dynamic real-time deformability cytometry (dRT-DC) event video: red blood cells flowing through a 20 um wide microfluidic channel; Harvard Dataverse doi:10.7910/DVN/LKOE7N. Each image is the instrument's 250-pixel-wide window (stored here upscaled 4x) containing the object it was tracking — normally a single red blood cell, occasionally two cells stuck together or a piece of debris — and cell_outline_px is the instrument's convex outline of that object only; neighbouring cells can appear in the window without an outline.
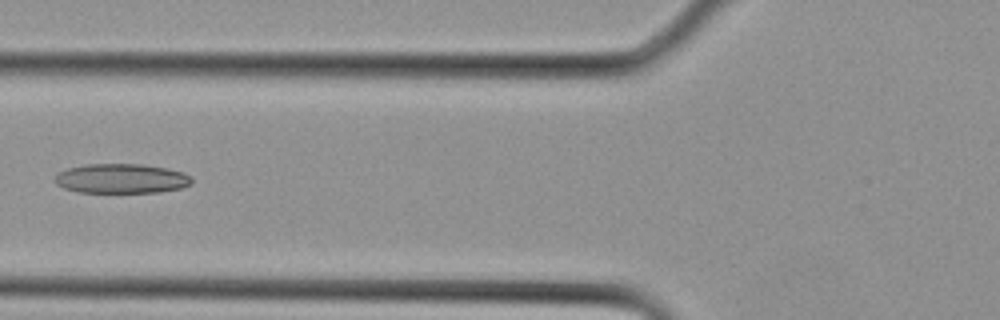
{"species": "Egyptian fruit bat (a non-hibernating species)", "species_latin": "Rousettus aegyptiacus", "temperature_condition": "cold", "stored_images_in_passage": 10, "camera_frame_rate_fps": 3000, "um_per_image_px": 0.085, "animal": {"sex": "female"}, "frame": {"image": 1, "passage_image": 9, "time_ms": 2.667, "image_size_px": [1000, 320], "cell_outline_px": [[192, 184], [180, 188], [160, 192], [80, 192], [64, 188], [56, 184], [56, 176], [60, 172], [68, 168], [84, 164], [144, 164], [168, 168], [184, 172], [192, 180]], "centroid_in_image_um": [10.35, 15.17], "position_along_channel_um": 115.5, "area_um2": 23.52}}